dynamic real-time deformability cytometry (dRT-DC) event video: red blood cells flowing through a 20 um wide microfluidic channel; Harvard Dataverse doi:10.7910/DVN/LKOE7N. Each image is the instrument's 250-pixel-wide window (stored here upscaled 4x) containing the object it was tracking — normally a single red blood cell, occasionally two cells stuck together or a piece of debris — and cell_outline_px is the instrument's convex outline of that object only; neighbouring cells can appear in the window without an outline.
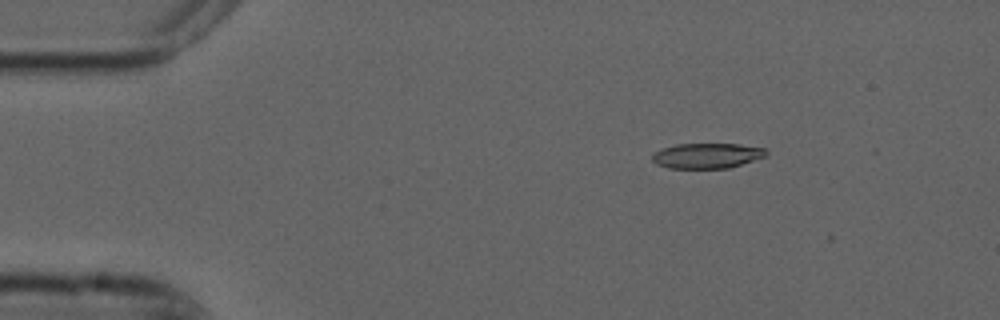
{"species": "common noctule bat (a hibernating species)", "species_latin": "Nyctalus noctula", "temperature_condition": "cold", "stored_images_in_passage": 3, "camera_frame_rate_fps": 3000, "um_per_image_px": 0.085, "animal": {"sex": "male", "forearm_length_mm": 52.5}, "frame": {"image": 1, "passage_image": 2, "time_ms": 0.333, "image_size_px": [1000, 320], "cell_outline_px": [[768, 152], [764, 156], [728, 168], [668, 168], [656, 164], [652, 160], [652, 156], [660, 148], [676, 144], [740, 144], [764, 148]], "centroid_in_image_um": [60.04, 13.23], "position_along_channel_um": 25.0, "area_um2": 16.59}}